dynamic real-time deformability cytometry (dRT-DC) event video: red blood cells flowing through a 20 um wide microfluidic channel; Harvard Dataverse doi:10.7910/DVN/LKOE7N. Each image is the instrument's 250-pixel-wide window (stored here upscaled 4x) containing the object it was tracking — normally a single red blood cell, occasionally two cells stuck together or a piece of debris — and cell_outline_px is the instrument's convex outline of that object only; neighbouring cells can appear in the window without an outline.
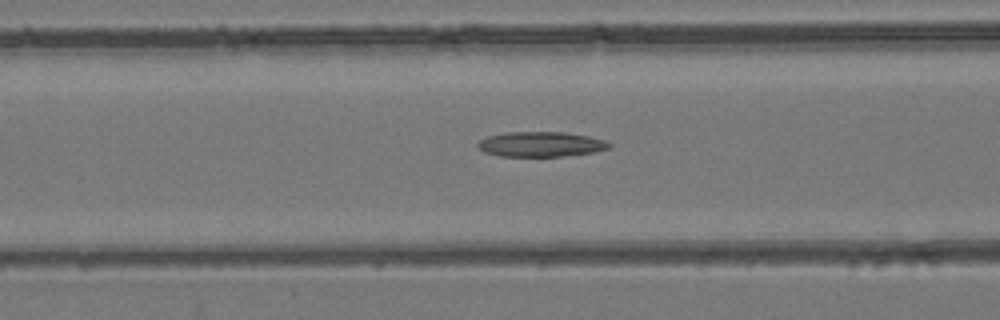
{"species": "common noctule bat (a hibernating species)", "species_latin": "Nyctalus noctula", "temperature_condition": "room temperature", "stored_images_in_passage": 53, "camera_frame_rate_fps": 3000, "um_per_image_px": 0.085, "animal": {"sex": "female", "body_mass_g": 24.6, "forearm_length_mm": 56.2}, "frame": {"image": 1, "passage_image": 22, "time_ms": 7.0, "image_size_px": [1000, 320], "cell_outline_px": [[612, 144], [608, 148], [592, 152], [560, 156], [500, 156], [484, 152], [476, 144], [480, 140], [488, 136], [504, 132], [564, 132], [588, 136], [604, 140]], "centroid_in_image_um": [45.94, 12.25], "position_along_channel_um": 120.7, "area_um2": 18.96}}
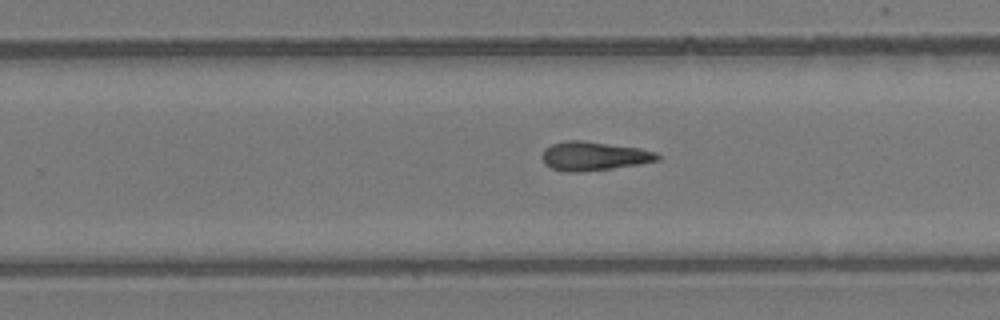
{"frame": {"image": 2, "passage_image": 34, "time_ms": 11.0, "image_size_px": [1000, 320], "cell_outline_px": [[660, 160], [640, 164], [612, 168], [576, 172], [568, 172], [552, 168], [544, 164], [540, 156], [544, 148], [552, 144], [564, 140], [584, 140], [640, 148], [656, 152], [660, 156]], "centroid_in_image_um": [50.45, 13.25], "position_along_channel_um": 279.3, "area_um2": 19.59}}
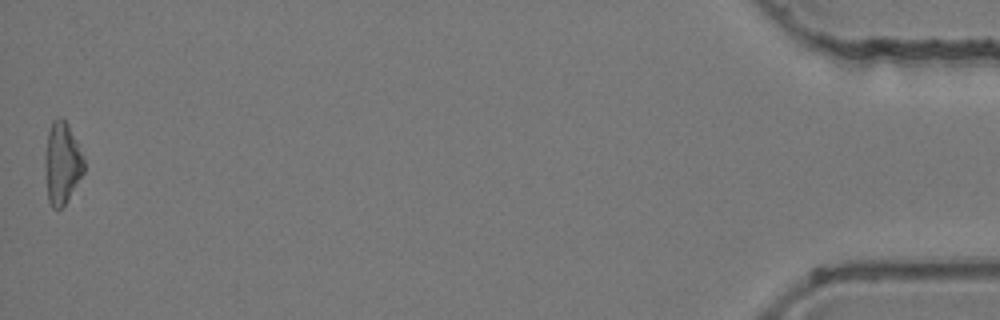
{"frame": {"image": 3, "passage_image": 53, "time_ms": 17.333, "image_size_px": [1000, 320], "cell_outline_px": [[84, 172], [64, 204], [60, 208], [52, 208], [48, 200], [44, 164], [44, 156], [48, 132], [52, 120], [56, 116], [60, 116], [68, 124], [76, 140], [84, 160]], "centroid_in_image_um": [5.25, 13.82], "position_along_channel_um": 430.0, "area_um2": 18.5}, "authors_computed_cell_mechanics": {"area_um2": 19.4208, "velocity_mm_per_s": 3.9712, "shape_relaxation_time_tau1_ms": 9.0032, "shape_relaxation_time_tau2_ms": null, "deformation_change_tau1": 0.2121, "deformation_change_tau2": null}}